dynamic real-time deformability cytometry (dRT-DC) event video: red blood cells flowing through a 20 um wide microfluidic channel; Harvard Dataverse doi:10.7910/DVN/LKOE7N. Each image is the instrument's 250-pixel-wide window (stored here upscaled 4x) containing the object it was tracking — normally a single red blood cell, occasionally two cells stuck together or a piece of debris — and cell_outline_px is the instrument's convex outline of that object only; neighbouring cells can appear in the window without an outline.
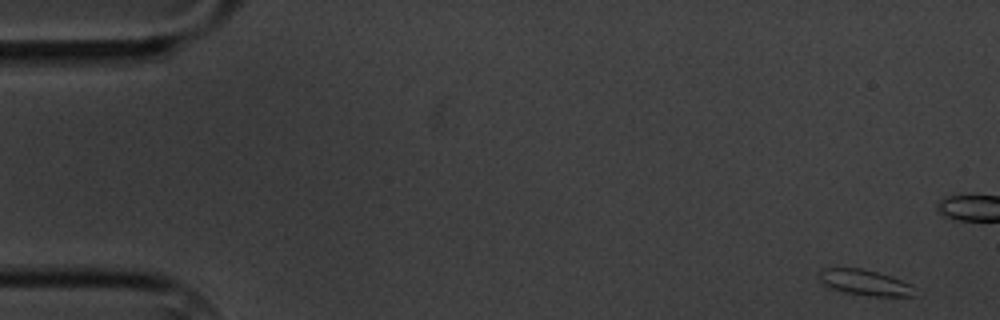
{"species": "common noctule bat (a hibernating species)", "species_latin": "Nyctalus noctula", "temperature_condition": "cold", "stored_images_in_passage": 11, "segment_of_instrument_passage": [1, 2], "camera_frame_rate_fps": 3000, "um_per_image_px": 0.085, "animal": {"sex": "male", "body_mass_g": 20.1, "forearm_length_mm": 53.5}, "frame": {"image": 1, "passage_image": 1, "time_ms": 0.0, "image_size_px": [1000, 320], "cell_outline_px": [[916, 296], [872, 296], [844, 292], [832, 288], [824, 284], [820, 280], [820, 268], [860, 268], [876, 272], [912, 284]], "centroid_in_image_um": [73.52, 24.02], "position_along_channel_um": 11.5, "area_um2": 14.05}}
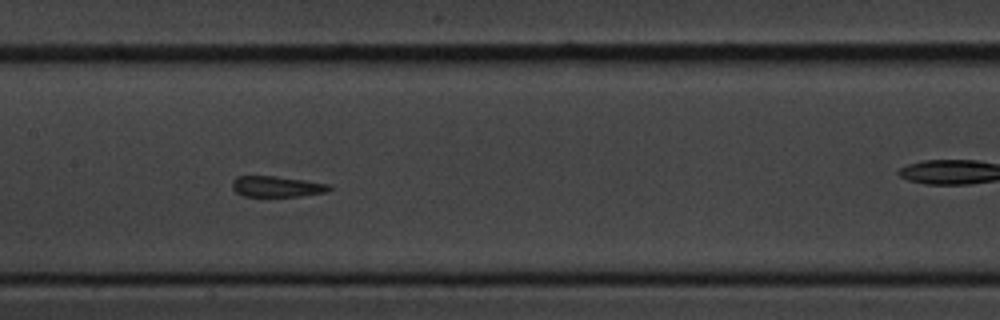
{"frame": {"image": 2, "passage_image": 8, "time_ms": 8.667, "image_size_px": [1000, 320], "cell_outline_px": [[332, 188], [328, 192], [300, 196], [244, 196], [236, 192], [232, 188], [232, 180], [236, 176], [276, 176], [332, 184]], "centroid_in_image_um": [23.56, 15.85], "position_along_channel_um": 183.8, "area_um2": 11.91}}
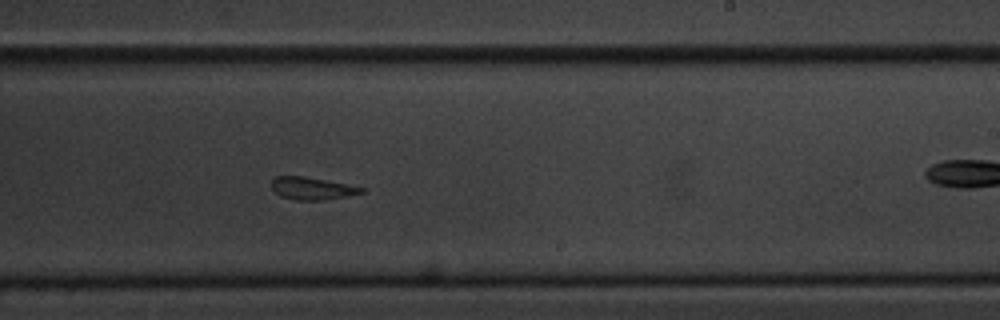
{"frame": {"image": 3, "passage_image": 10, "time_ms": 11.0, "image_size_px": [1000, 320], "cell_outline_px": [[364, 192], [348, 196], [320, 200], [296, 200], [280, 196], [272, 188], [272, 180], [276, 176], [304, 176], [364, 188]], "centroid_in_image_um": [26.49, 16.02], "position_along_channel_um": 262.5, "area_um2": 11.5}}